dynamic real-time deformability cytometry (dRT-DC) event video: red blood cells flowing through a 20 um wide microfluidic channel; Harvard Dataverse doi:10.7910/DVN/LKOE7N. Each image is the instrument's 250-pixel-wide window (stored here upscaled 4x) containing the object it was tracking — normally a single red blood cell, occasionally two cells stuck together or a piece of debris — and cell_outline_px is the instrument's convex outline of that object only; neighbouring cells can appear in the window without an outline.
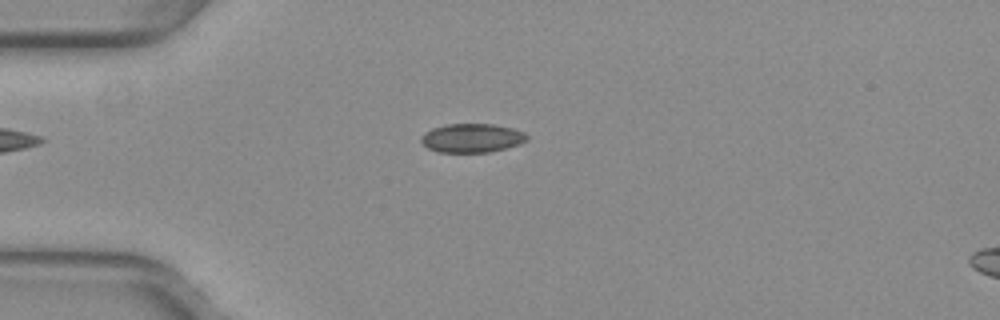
{"species": "common noctule bat (a hibernating species)", "species_latin": "Nyctalus noctula", "temperature_condition": "warm", "stored_images_in_passage": 40, "camera_frame_rate_fps": 3000, "um_per_image_px": 0.085, "animal": {"sex": "female", "body_mass_g": 29.2, "forearm_length_mm": 56.3}, "frame": {"image": 1, "passage_image": 2, "time_ms": 0.333, "image_size_px": [1000, 320], "cell_outline_px": [[528, 136], [524, 140], [516, 144], [504, 148], [488, 152], [436, 152], [428, 148], [420, 140], [420, 136], [424, 132], [432, 128], [448, 124], [492, 124], [512, 128], [524, 132]], "centroid_in_image_um": [40.04, 11.72], "position_along_channel_um": 45.0, "area_um2": 17.57}}
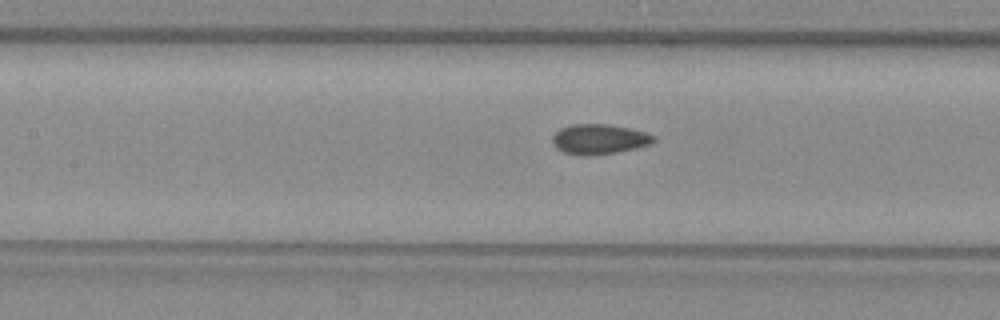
{"frame": {"image": 2, "passage_image": 12, "time_ms": 3.667, "image_size_px": [1000, 320], "cell_outline_px": [[656, 140], [648, 144], [632, 148], [612, 152], [564, 152], [556, 148], [552, 140], [552, 136], [560, 128], [572, 124], [608, 124], [628, 128], [644, 132], [656, 136]], "centroid_in_image_um": [50.92, 11.76], "position_along_channel_um": 156.5, "area_um2": 16.65}}
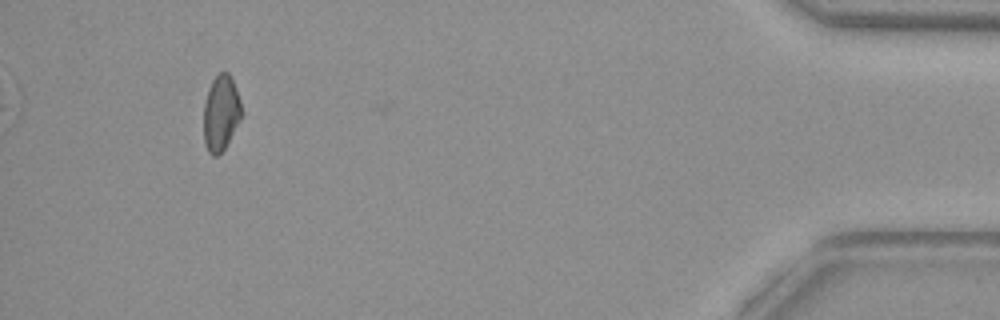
{"frame": {"image": 3, "passage_image": 37, "time_ms": 12.0, "image_size_px": [1000, 320], "cell_outline_px": [[240, 120], [224, 148], [216, 156], [212, 156], [208, 152], [204, 140], [204, 104], [208, 88], [212, 80], [220, 72], [228, 72], [236, 88], [240, 100]], "centroid_in_image_um": [18.75, 9.59], "position_along_channel_um": 416.4, "area_um2": 16.36}, "authors_computed_cell_mechanics": {"area_um2": 17.1088, "velocity_mm_per_s": 3.9756, "shape_relaxation_time_tau1_ms": null, "shape_relaxation_time_tau2_ms": 1.6828, "deformation_change_tau1": null, "deformation_change_tau2": 0.0673}}